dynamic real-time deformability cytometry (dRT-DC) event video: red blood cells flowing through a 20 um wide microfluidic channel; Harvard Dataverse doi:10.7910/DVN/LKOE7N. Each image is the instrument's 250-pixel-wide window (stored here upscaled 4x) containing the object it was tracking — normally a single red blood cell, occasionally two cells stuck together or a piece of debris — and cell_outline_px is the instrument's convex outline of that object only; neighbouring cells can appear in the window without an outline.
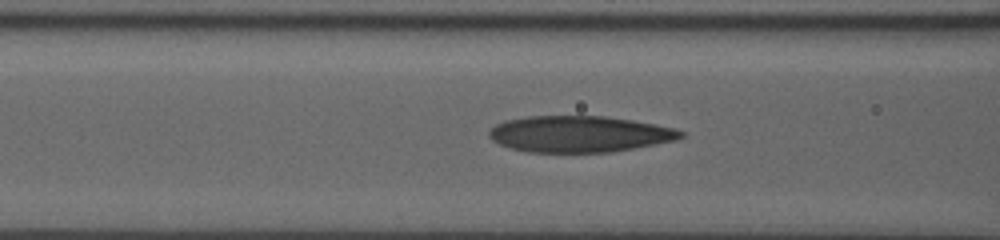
{"species": "human", "species_latin": "Homo sapiens", "temperature_condition": "room temperature", "stored_images_in_passage": 17, "camera_frame_rate_fps": 3000, "um_per_image_px": 0.085, "donor": {"sex": "male"}, "frame": {"image": 1, "passage_image": 4, "time_ms": 1.0, "image_size_px": [1000, 240], "cell_outline_px": [[684, 136], [676, 140], [632, 148], [608, 152], [528, 152], [512, 148], [500, 144], [492, 140], [488, 136], [488, 132], [496, 124], [504, 120], [528, 116], [604, 116], [632, 120], [676, 128], [684, 132]], "centroid_in_image_um": [49.23, 11.38], "position_along_channel_um": 117.4, "area_um2": 40.4}}
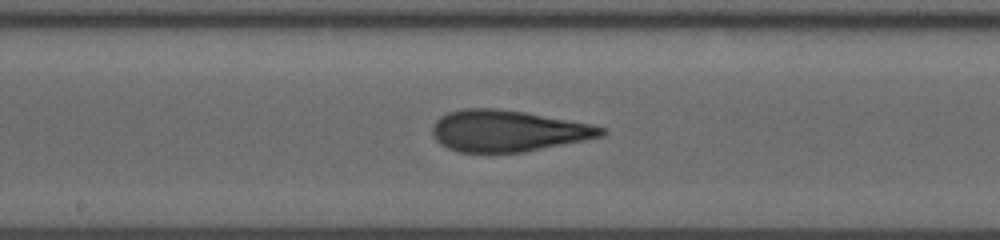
{"frame": {"image": 2, "passage_image": 11, "time_ms": 3.333, "image_size_px": [1000, 240], "cell_outline_px": [[608, 132], [604, 136], [524, 152], [460, 152], [448, 148], [440, 144], [436, 140], [432, 132], [432, 124], [440, 116], [448, 112], [464, 108], [496, 108], [524, 112], [592, 124], [608, 128]], "centroid_in_image_um": [43.18, 11.12], "position_along_channel_um": 205.0, "area_um2": 40.86}}
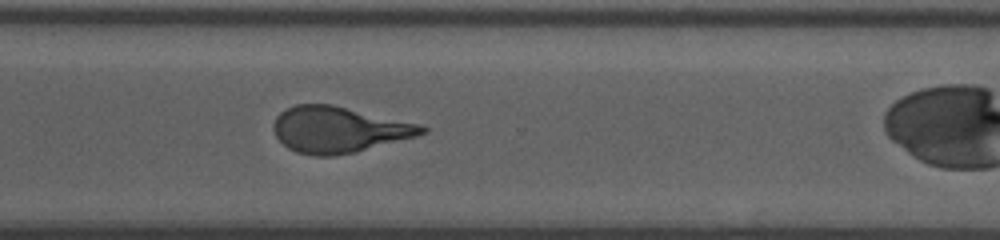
{"frame": {"image": 3, "passage_image": 16, "time_ms": 5.0, "image_size_px": [1000, 240], "cell_outline_px": [[428, 132], [416, 136], [356, 152], [332, 156], [316, 156], [296, 152], [288, 148], [276, 136], [272, 128], [272, 124], [276, 116], [280, 112], [296, 104], [332, 104], [420, 124], [428, 128]], "centroid_in_image_um": [28.78, 11.01], "position_along_channel_um": 341.8, "area_um2": 39.77}}